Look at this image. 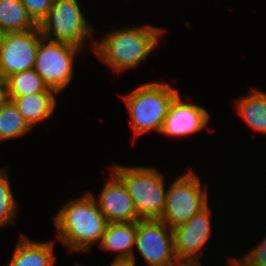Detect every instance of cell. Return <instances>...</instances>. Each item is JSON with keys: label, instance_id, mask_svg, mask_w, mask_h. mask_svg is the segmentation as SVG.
Listing matches in <instances>:
<instances>
[{"label": "cell", "instance_id": "21", "mask_svg": "<svg viewBox=\"0 0 266 266\" xmlns=\"http://www.w3.org/2000/svg\"><path fill=\"white\" fill-rule=\"evenodd\" d=\"M229 266H266V238L240 259L230 258Z\"/></svg>", "mask_w": 266, "mask_h": 266}, {"label": "cell", "instance_id": "11", "mask_svg": "<svg viewBox=\"0 0 266 266\" xmlns=\"http://www.w3.org/2000/svg\"><path fill=\"white\" fill-rule=\"evenodd\" d=\"M111 177L105 182L99 199L95 201L108 223L138 222V216L132 197L124 182L111 171Z\"/></svg>", "mask_w": 266, "mask_h": 266}, {"label": "cell", "instance_id": "18", "mask_svg": "<svg viewBox=\"0 0 266 266\" xmlns=\"http://www.w3.org/2000/svg\"><path fill=\"white\" fill-rule=\"evenodd\" d=\"M5 81L7 98H16L44 91H56L49 88L34 69L10 75Z\"/></svg>", "mask_w": 266, "mask_h": 266}, {"label": "cell", "instance_id": "15", "mask_svg": "<svg viewBox=\"0 0 266 266\" xmlns=\"http://www.w3.org/2000/svg\"><path fill=\"white\" fill-rule=\"evenodd\" d=\"M57 91H44L26 96L7 98L12 100L28 125L33 129L37 122L47 120L56 107Z\"/></svg>", "mask_w": 266, "mask_h": 266}, {"label": "cell", "instance_id": "17", "mask_svg": "<svg viewBox=\"0 0 266 266\" xmlns=\"http://www.w3.org/2000/svg\"><path fill=\"white\" fill-rule=\"evenodd\" d=\"M237 110L253 130L266 132V93L258 90L247 93L238 99Z\"/></svg>", "mask_w": 266, "mask_h": 266}, {"label": "cell", "instance_id": "4", "mask_svg": "<svg viewBox=\"0 0 266 266\" xmlns=\"http://www.w3.org/2000/svg\"><path fill=\"white\" fill-rule=\"evenodd\" d=\"M113 171L126 185L141 219H160L167 198L162 174L153 167L113 166Z\"/></svg>", "mask_w": 266, "mask_h": 266}, {"label": "cell", "instance_id": "14", "mask_svg": "<svg viewBox=\"0 0 266 266\" xmlns=\"http://www.w3.org/2000/svg\"><path fill=\"white\" fill-rule=\"evenodd\" d=\"M54 242H33L21 236L7 266H54Z\"/></svg>", "mask_w": 266, "mask_h": 266}, {"label": "cell", "instance_id": "13", "mask_svg": "<svg viewBox=\"0 0 266 266\" xmlns=\"http://www.w3.org/2000/svg\"><path fill=\"white\" fill-rule=\"evenodd\" d=\"M137 234V222L108 223L100 248L118 253L114 261H131L135 263L133 248Z\"/></svg>", "mask_w": 266, "mask_h": 266}, {"label": "cell", "instance_id": "22", "mask_svg": "<svg viewBox=\"0 0 266 266\" xmlns=\"http://www.w3.org/2000/svg\"><path fill=\"white\" fill-rule=\"evenodd\" d=\"M25 6L28 15L39 25L49 13L54 0H20Z\"/></svg>", "mask_w": 266, "mask_h": 266}, {"label": "cell", "instance_id": "19", "mask_svg": "<svg viewBox=\"0 0 266 266\" xmlns=\"http://www.w3.org/2000/svg\"><path fill=\"white\" fill-rule=\"evenodd\" d=\"M32 128L12 100L7 99L0 105V141L23 137Z\"/></svg>", "mask_w": 266, "mask_h": 266}, {"label": "cell", "instance_id": "5", "mask_svg": "<svg viewBox=\"0 0 266 266\" xmlns=\"http://www.w3.org/2000/svg\"><path fill=\"white\" fill-rule=\"evenodd\" d=\"M167 188L166 206L160 220L171 229L187 223L208 205L207 189L190 169L176 177Z\"/></svg>", "mask_w": 266, "mask_h": 266}, {"label": "cell", "instance_id": "3", "mask_svg": "<svg viewBox=\"0 0 266 266\" xmlns=\"http://www.w3.org/2000/svg\"><path fill=\"white\" fill-rule=\"evenodd\" d=\"M178 93L167 83L150 81L125 95L134 134L140 136L151 130L160 133L170 103Z\"/></svg>", "mask_w": 266, "mask_h": 266}, {"label": "cell", "instance_id": "23", "mask_svg": "<svg viewBox=\"0 0 266 266\" xmlns=\"http://www.w3.org/2000/svg\"><path fill=\"white\" fill-rule=\"evenodd\" d=\"M7 100L6 81L0 77V105Z\"/></svg>", "mask_w": 266, "mask_h": 266}, {"label": "cell", "instance_id": "6", "mask_svg": "<svg viewBox=\"0 0 266 266\" xmlns=\"http://www.w3.org/2000/svg\"><path fill=\"white\" fill-rule=\"evenodd\" d=\"M84 16L78 0H54L48 16L39 24L42 36L82 49L86 38L93 34Z\"/></svg>", "mask_w": 266, "mask_h": 266}, {"label": "cell", "instance_id": "24", "mask_svg": "<svg viewBox=\"0 0 266 266\" xmlns=\"http://www.w3.org/2000/svg\"><path fill=\"white\" fill-rule=\"evenodd\" d=\"M169 266H201L200 263H196V262H193V261H182V260H179L178 262L172 264V265H169Z\"/></svg>", "mask_w": 266, "mask_h": 266}, {"label": "cell", "instance_id": "9", "mask_svg": "<svg viewBox=\"0 0 266 266\" xmlns=\"http://www.w3.org/2000/svg\"><path fill=\"white\" fill-rule=\"evenodd\" d=\"M43 38L39 25L24 32L4 33L0 44V77L34 68L40 40Z\"/></svg>", "mask_w": 266, "mask_h": 266}, {"label": "cell", "instance_id": "7", "mask_svg": "<svg viewBox=\"0 0 266 266\" xmlns=\"http://www.w3.org/2000/svg\"><path fill=\"white\" fill-rule=\"evenodd\" d=\"M82 50L79 47L46 38L40 40L34 70L49 88L61 92L72 80L73 61Z\"/></svg>", "mask_w": 266, "mask_h": 266}, {"label": "cell", "instance_id": "1", "mask_svg": "<svg viewBox=\"0 0 266 266\" xmlns=\"http://www.w3.org/2000/svg\"><path fill=\"white\" fill-rule=\"evenodd\" d=\"M95 197L87 192L64 204L55 215L57 238L71 252L90 251L94 243L102 240L108 222Z\"/></svg>", "mask_w": 266, "mask_h": 266}, {"label": "cell", "instance_id": "8", "mask_svg": "<svg viewBox=\"0 0 266 266\" xmlns=\"http://www.w3.org/2000/svg\"><path fill=\"white\" fill-rule=\"evenodd\" d=\"M135 246L148 266H169L178 262L173 229L160 219L137 222Z\"/></svg>", "mask_w": 266, "mask_h": 266}, {"label": "cell", "instance_id": "26", "mask_svg": "<svg viewBox=\"0 0 266 266\" xmlns=\"http://www.w3.org/2000/svg\"><path fill=\"white\" fill-rule=\"evenodd\" d=\"M3 35H4V32H3V31L1 30V28H0V44H1V42H2Z\"/></svg>", "mask_w": 266, "mask_h": 266}, {"label": "cell", "instance_id": "25", "mask_svg": "<svg viewBox=\"0 0 266 266\" xmlns=\"http://www.w3.org/2000/svg\"><path fill=\"white\" fill-rule=\"evenodd\" d=\"M110 266H135L136 263L131 261H112Z\"/></svg>", "mask_w": 266, "mask_h": 266}, {"label": "cell", "instance_id": "20", "mask_svg": "<svg viewBox=\"0 0 266 266\" xmlns=\"http://www.w3.org/2000/svg\"><path fill=\"white\" fill-rule=\"evenodd\" d=\"M17 205L8 179V172L5 168L0 169V227L14 222L18 210Z\"/></svg>", "mask_w": 266, "mask_h": 266}, {"label": "cell", "instance_id": "16", "mask_svg": "<svg viewBox=\"0 0 266 266\" xmlns=\"http://www.w3.org/2000/svg\"><path fill=\"white\" fill-rule=\"evenodd\" d=\"M37 26L20 0H0V28L4 33L24 32Z\"/></svg>", "mask_w": 266, "mask_h": 266}, {"label": "cell", "instance_id": "12", "mask_svg": "<svg viewBox=\"0 0 266 266\" xmlns=\"http://www.w3.org/2000/svg\"><path fill=\"white\" fill-rule=\"evenodd\" d=\"M185 102L182 101L179 93L173 98L164 119L161 134L186 137L206 127L210 118L208 111L204 107Z\"/></svg>", "mask_w": 266, "mask_h": 266}, {"label": "cell", "instance_id": "10", "mask_svg": "<svg viewBox=\"0 0 266 266\" xmlns=\"http://www.w3.org/2000/svg\"><path fill=\"white\" fill-rule=\"evenodd\" d=\"M211 210L207 205L187 223L173 229L175 253L178 260L199 263L201 248L211 235Z\"/></svg>", "mask_w": 266, "mask_h": 266}, {"label": "cell", "instance_id": "2", "mask_svg": "<svg viewBox=\"0 0 266 266\" xmlns=\"http://www.w3.org/2000/svg\"><path fill=\"white\" fill-rule=\"evenodd\" d=\"M117 29L108 32L100 42L94 44V51L104 63L116 72L137 68L158 45L163 30L160 27Z\"/></svg>", "mask_w": 266, "mask_h": 266}]
</instances>
